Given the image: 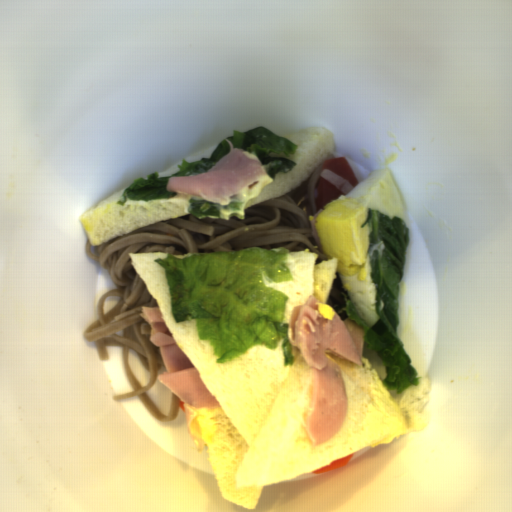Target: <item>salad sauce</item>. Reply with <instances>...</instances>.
Listing matches in <instances>:
<instances>
[{
  "label": "salad sauce",
  "instance_id": "salad-sauce-1",
  "mask_svg": "<svg viewBox=\"0 0 512 512\" xmlns=\"http://www.w3.org/2000/svg\"><path fill=\"white\" fill-rule=\"evenodd\" d=\"M272 181L274 180L271 179L262 169V175L248 183L246 186H244L231 196L234 197L235 199L249 202L262 192L265 185L270 184Z\"/></svg>",
  "mask_w": 512,
  "mask_h": 512
}]
</instances>
